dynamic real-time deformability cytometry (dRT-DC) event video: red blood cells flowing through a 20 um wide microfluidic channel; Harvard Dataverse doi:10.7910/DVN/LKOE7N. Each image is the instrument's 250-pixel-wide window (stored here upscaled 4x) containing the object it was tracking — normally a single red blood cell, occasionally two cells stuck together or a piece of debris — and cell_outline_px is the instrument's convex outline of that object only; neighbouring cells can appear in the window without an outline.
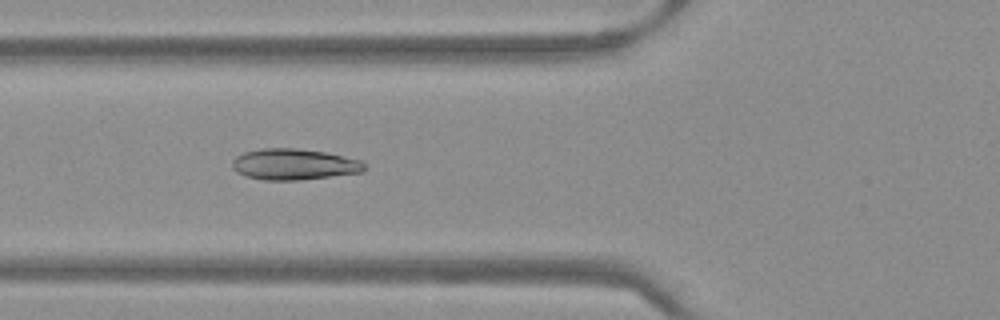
{"species": "Egyptian fruit bat (a non-hibernating species)", "species_latin": "Rousettus aegyptiacus", "temperature_condition": "warm", "stored_images_in_passage": 40, "camera_frame_rate_fps": 3000, "um_per_image_px": 0.085, "frame": {"image": 1, "passage_image": 8, "time_ms": 2.333, "image_size_px": [1000, 320], "cell_outline_px": [[368, 168], [364, 172], [300, 180], [264, 180], [244, 176], [236, 172], [232, 168], [232, 160], [236, 156], [244, 152], [260, 148], [296, 148], [324, 152], [344, 156], [360, 160]], "centroid_in_image_um": [24.98, 13.97], "position_along_channel_um": 100.8, "area_um2": 24.16}}
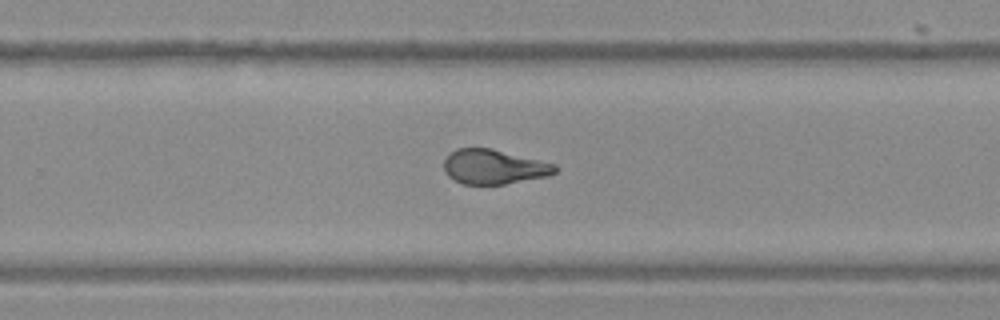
{"frame": {"image": 2, "passage_image": 22, "time_ms": 7.0, "image_size_px": [1000, 320], "cell_outline_px": [[556, 172], [548, 176], [504, 184], [464, 184], [448, 176], [444, 172], [444, 160], [448, 152], [456, 148], [492, 148], [556, 164]], "centroid_in_image_um": [41.95, 14.16], "position_along_channel_um": 287.8, "area_um2": 22.48}}
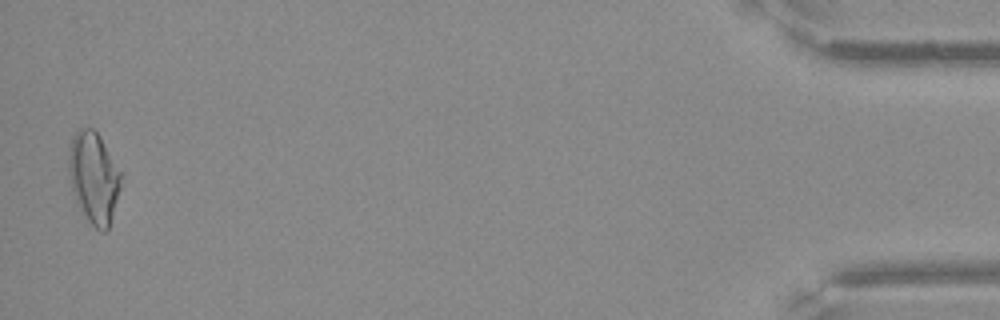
{"frame": {"image": 3, "passage_image": 39, "time_ms": 12.667, "image_size_px": [1000, 320], "cell_outline_px": [[120, 188], [108, 228], [104, 232], [100, 232], [84, 216], [72, 192], [68, 172], [68, 156], [72, 136], [80, 128], [92, 128], [100, 136], [120, 172]], "centroid_in_image_um": [7.93, 15.09], "position_along_channel_um": 427.3, "area_um2": 27.4}}